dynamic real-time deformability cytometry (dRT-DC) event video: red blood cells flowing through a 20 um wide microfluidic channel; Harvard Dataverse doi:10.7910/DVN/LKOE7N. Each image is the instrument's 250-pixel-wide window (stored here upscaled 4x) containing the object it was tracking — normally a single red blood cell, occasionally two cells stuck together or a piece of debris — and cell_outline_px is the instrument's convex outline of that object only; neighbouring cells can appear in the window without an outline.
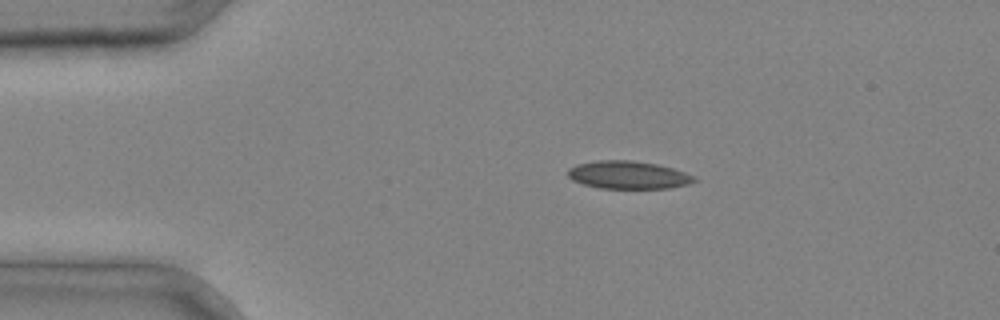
{"species": "common noctule bat (a hibernating species)", "species_latin": "Nyctalus noctula", "temperature_condition": "cold", "stored_images_in_passage": 2, "camera_frame_rate_fps": 3000, "um_per_image_px": 0.085, "animal": {"sex": "male", "body_mass_g": 20.4}, "frame": {"image": 1, "passage_image": 2, "time_ms": 0.333, "image_size_px": [1000, 320], "cell_outline_px": [[696, 180], [688, 184], [668, 188], [600, 188], [584, 184], [572, 180], [568, 176], [568, 168], [576, 164], [596, 160], [632, 160], [656, 164], [672, 168], [696, 176]], "centroid_in_image_um": [53.37, 14.86], "position_along_channel_um": 31.6, "area_um2": 20.46}}